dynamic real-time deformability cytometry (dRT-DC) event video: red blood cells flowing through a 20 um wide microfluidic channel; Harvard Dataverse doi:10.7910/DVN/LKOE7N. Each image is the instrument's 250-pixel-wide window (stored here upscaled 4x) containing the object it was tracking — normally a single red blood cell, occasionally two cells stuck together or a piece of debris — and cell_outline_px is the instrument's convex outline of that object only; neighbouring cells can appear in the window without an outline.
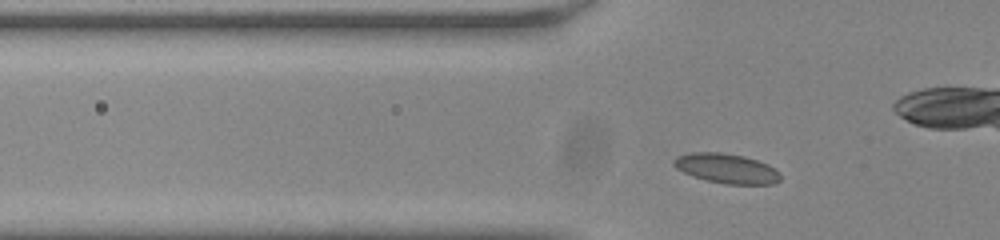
{"species": "common noctule bat (a hibernating species)", "species_latin": "Nyctalus noctula", "temperature_condition": "room temperature", "stored_images_in_passage": 37, "camera_frame_rate_fps": 3000, "um_per_image_px": 0.085, "animal": {"sex": "male", "body_mass_g": 20.0, "forearm_length_mm": 53.3}, "frame": {"image": 1, "passage_image": 5, "time_ms": 1.333, "image_size_px": [1000, 240], "cell_outline_px": [[780, 180], [772, 184], [724, 184], [704, 180], [692, 176], [676, 168], [672, 164], [672, 160], [676, 156], [692, 152], [724, 152], [744, 156], [768, 164], [776, 168], [780, 172]], "centroid_in_image_um": [61.74, 14.31], "position_along_channel_um": 64.1, "area_um2": 18.73}}
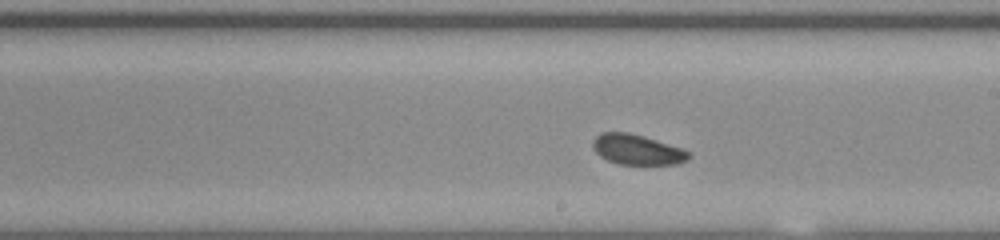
{"frame": {"image": 2, "passage_image": 19, "time_ms": 6.0, "image_size_px": [1000, 240], "cell_outline_px": [[692, 156], [688, 160], [680, 164], [620, 164], [608, 160], [600, 156], [592, 148], [592, 140], [600, 132], [628, 132], [644, 136], [680, 148], [688, 152]], "centroid_in_image_um": [54.13, 12.71], "position_along_channel_um": 234.9, "area_um2": 16.88}}
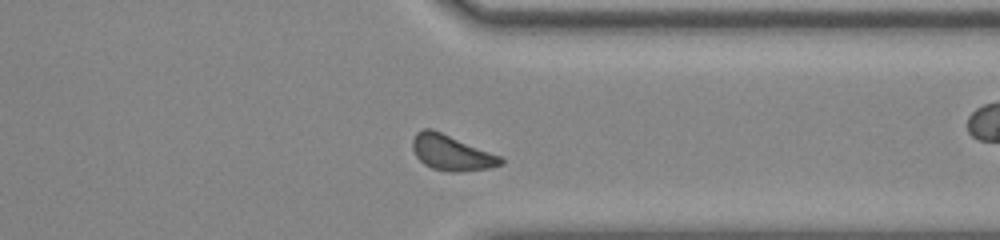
{"frame": {"image": 3, "passage_image": 30, "time_ms": 9.667, "image_size_px": [1000, 240], "cell_outline_px": [[504, 164], [492, 168], [460, 172], [452, 172], [432, 168], [424, 164], [416, 156], [412, 148], [412, 140], [416, 132], [424, 128], [432, 128], [500, 156], [504, 160]], "centroid_in_image_um": [38.37, 12.98], "position_along_channel_um": 373.0, "area_um2": 18.26}}